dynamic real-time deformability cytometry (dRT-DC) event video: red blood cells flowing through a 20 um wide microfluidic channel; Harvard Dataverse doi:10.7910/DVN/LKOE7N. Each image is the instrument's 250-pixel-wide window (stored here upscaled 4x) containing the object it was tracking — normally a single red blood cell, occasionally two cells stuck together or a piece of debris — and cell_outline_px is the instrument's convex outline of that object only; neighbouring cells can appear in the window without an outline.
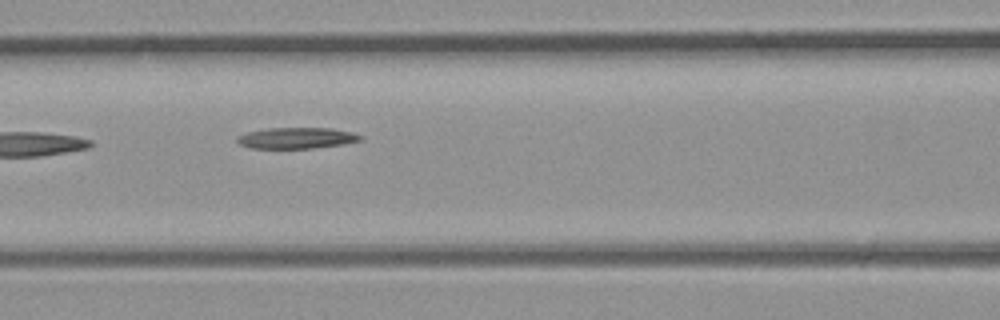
{"species": "common noctule bat (a hibernating species)", "species_latin": "Nyctalus noctula", "temperature_condition": "room temperature", "stored_images_in_passage": 6, "camera_frame_rate_fps": 3000, "um_per_image_px": 0.085, "animal": {"sex": "male", "body_mass_g": 23.1, "forearm_length_mm": 52.7}, "frame": {"image": 1, "passage_image": 5, "time_ms": 1.333, "image_size_px": [1000, 320], "cell_outline_px": [[364, 136], [360, 140], [344, 144], [312, 148], [252, 148], [240, 144], [236, 140], [236, 136], [248, 132], [268, 128], [332, 128], [352, 132]], "centroid_in_image_um": [25.22, 11.73], "position_along_channel_um": 141.4, "area_um2": 15.09}}
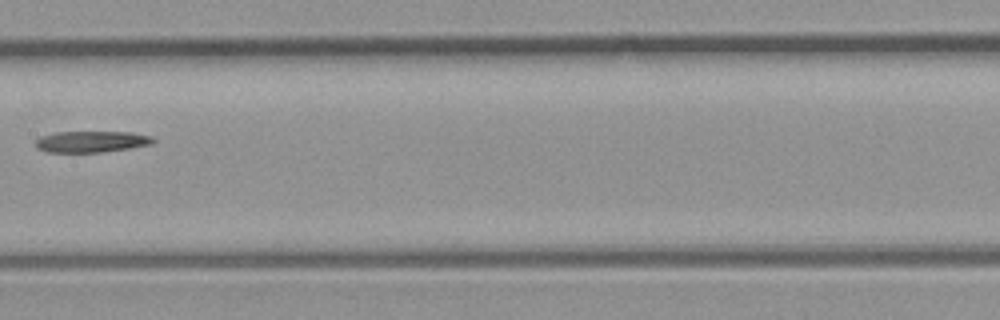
{"frame": {"image": 2, "passage_image": 6, "time_ms": 1.667, "image_size_px": [1000, 320], "cell_outline_px": [[156, 140], [152, 144], [132, 148], [100, 152], [48, 152], [36, 148], [36, 140], [40, 136], [56, 132], [132, 132], [152, 136]], "centroid_in_image_um": [7.8, 12.04], "position_along_channel_um": 199.6, "area_um2": 14.68}}